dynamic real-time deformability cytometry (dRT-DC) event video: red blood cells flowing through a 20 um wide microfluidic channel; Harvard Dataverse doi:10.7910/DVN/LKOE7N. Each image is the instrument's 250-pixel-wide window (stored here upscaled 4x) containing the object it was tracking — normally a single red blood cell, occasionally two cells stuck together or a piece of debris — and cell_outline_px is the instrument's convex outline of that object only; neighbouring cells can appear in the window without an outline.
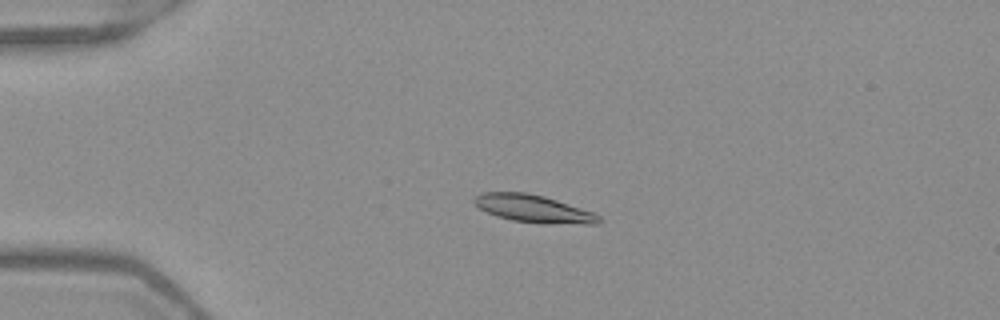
{"species": "Egyptian fruit bat (a non-hibernating species)", "species_latin": "Rousettus aegyptiacus", "temperature_condition": "warm", "stored_images_in_passage": 53, "camera_frame_rate_fps": 3000, "um_per_image_px": 0.085, "frame": {"image": 1, "passage_image": 14, "time_ms": 4.333, "image_size_px": [1000, 320], "cell_outline_px": [[600, 224], [548, 224], [512, 220], [496, 216], [480, 208], [472, 200], [480, 192], [528, 192], [544, 196], [592, 212], [600, 216]], "centroid_in_image_um": [45.34, 17.74], "position_along_channel_um": 39.7, "area_um2": 19.94}}
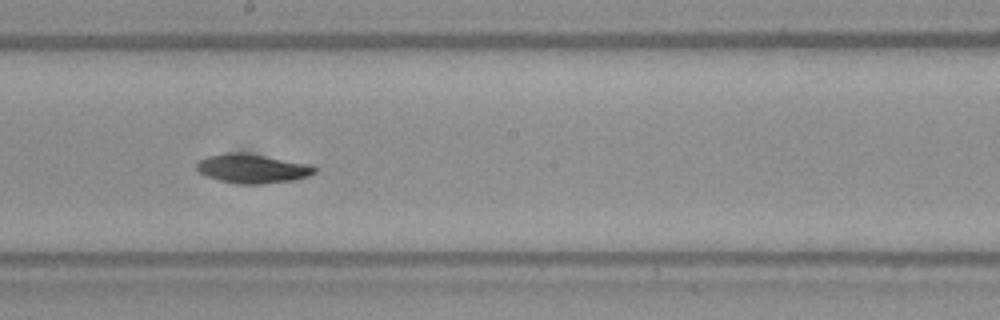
{"frame": {"image": 2, "passage_image": 31, "time_ms": 10.0, "image_size_px": [1000, 320], "cell_outline_px": [[316, 172], [308, 176], [292, 180], [264, 184], [240, 184], [220, 180], [204, 176], [196, 168], [196, 164], [200, 160], [208, 156], [228, 152], [244, 152], [312, 164], [316, 168]], "centroid_in_image_um": [21.46, 14.32], "position_along_channel_um": 226.7, "area_um2": 20.11}}
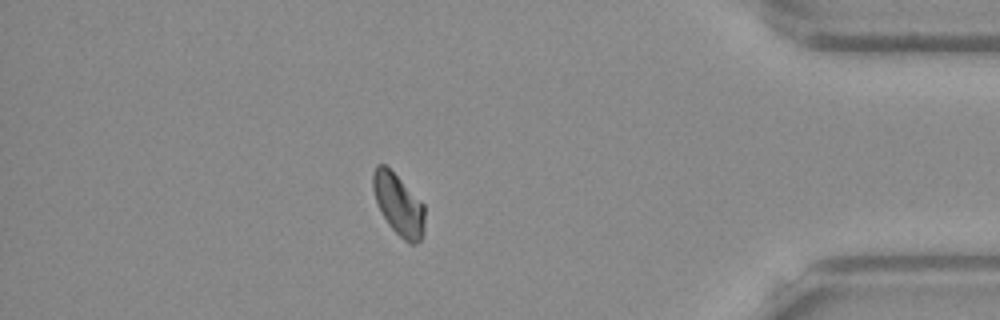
{"frame": {"image": 3, "passage_image": 47, "time_ms": 15.333, "image_size_px": [1000, 320], "cell_outline_px": [[424, 228], [420, 240], [416, 244], [408, 244], [388, 224], [376, 200], [372, 188], [372, 172], [376, 164], [384, 164], [424, 204]], "centroid_in_image_um": [33.87, 17.4], "position_along_channel_um": 401.3, "area_um2": 18.15}, "authors_computed_cell_mechanics": {"area_um2": 18.9006, "velocity_mm_per_s": 3.946, "shape_relaxation_time_tau1_ms": 10.2805, "shape_relaxation_time_tau2_ms": 5.8221, "deformation_change_tau1": 0.2144, "deformation_change_tau2": 0.0966}}